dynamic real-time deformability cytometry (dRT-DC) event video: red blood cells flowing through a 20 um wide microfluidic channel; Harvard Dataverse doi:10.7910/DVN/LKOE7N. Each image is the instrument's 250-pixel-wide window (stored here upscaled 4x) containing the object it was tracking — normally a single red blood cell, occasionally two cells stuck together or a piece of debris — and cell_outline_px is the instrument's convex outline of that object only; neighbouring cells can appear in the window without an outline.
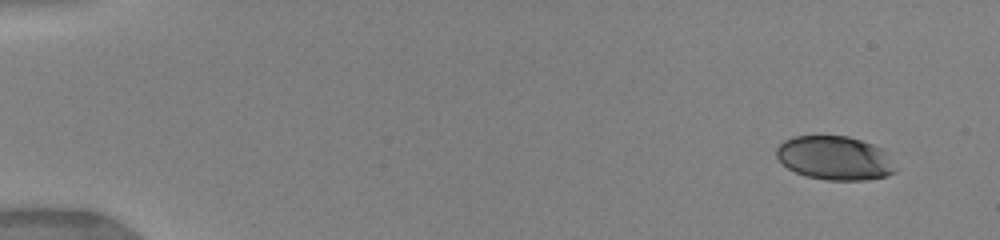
{"species": "human", "species_latin": "Homo sapiens", "temperature_condition": "warm", "stored_images_in_passage": 27, "camera_frame_rate_fps": 3000, "um_per_image_px": 0.085, "donor": {"sex": "female"}, "frame": {"image": 1, "passage_image": 1, "time_ms": 0.0, "image_size_px": [1000, 240], "cell_outline_px": [[900, 168], [896, 172], [888, 176], [864, 180], [824, 180], [804, 176], [788, 168], [776, 156], [776, 148], [784, 140], [792, 136], [848, 136], [884, 148]], "centroid_in_image_um": [71.02, 13.44], "position_along_channel_um": 14.0, "area_um2": 30.98}}
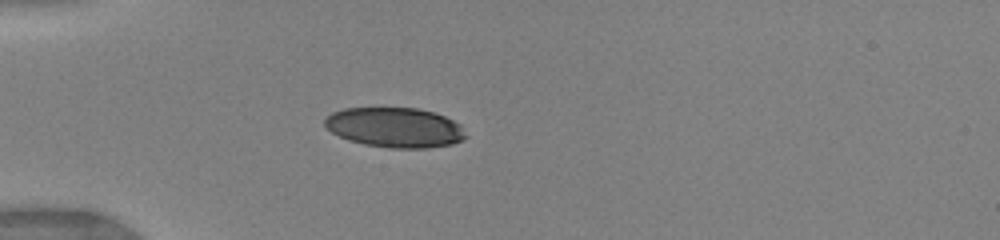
{"frame": {"image": 2, "passage_image": 10, "time_ms": 4.0, "image_size_px": [1000, 240], "cell_outline_px": [[468, 136], [464, 140], [452, 144], [428, 148], [388, 148], [364, 144], [348, 140], [332, 132], [324, 124], [324, 120], [332, 112], [344, 108], [416, 108], [432, 112], [444, 116], [460, 124]], "centroid_in_image_um": [33.59, 10.84], "position_along_channel_um": 51.4, "area_um2": 32.83}}
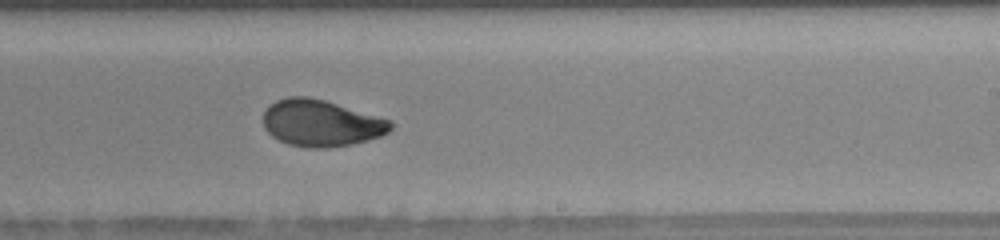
{"frame": {"image": 3, "passage_image": 22, "time_ms": 9.667, "image_size_px": [1000, 240], "cell_outline_px": [[392, 128], [388, 132], [380, 136], [368, 140], [352, 144], [328, 148], [308, 148], [288, 144], [272, 136], [264, 128], [264, 112], [276, 100], [288, 96], [308, 96], [324, 100], [392, 120]], "centroid_in_image_um": [27.3, 10.47], "position_along_channel_um": 261.7, "area_um2": 34.56}}